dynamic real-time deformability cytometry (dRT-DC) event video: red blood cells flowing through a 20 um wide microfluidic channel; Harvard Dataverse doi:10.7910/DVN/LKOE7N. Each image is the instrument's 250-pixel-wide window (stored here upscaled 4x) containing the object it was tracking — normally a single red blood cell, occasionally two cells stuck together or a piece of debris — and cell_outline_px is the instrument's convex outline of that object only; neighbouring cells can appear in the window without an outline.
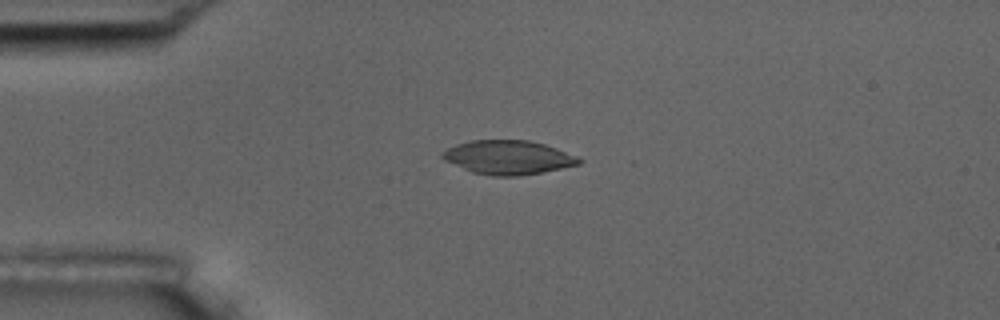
{"species": "common noctule bat (a hibernating species)", "species_latin": "Nyctalus noctula", "temperature_condition": "room temperature", "stored_images_in_passage": 5, "camera_frame_rate_fps": 3000, "um_per_image_px": 0.085, "animal": {"sex": "male", "body_mass_g": 17.5, "forearm_length_mm": 52.3}, "frame": {"image": 1, "passage_image": 4, "time_ms": 3.667, "image_size_px": [1000, 320], "cell_outline_px": [[584, 160], [580, 164], [520, 176], [492, 176], [472, 172], [444, 160], [440, 156], [440, 152], [456, 144], [472, 140], [528, 140], [544, 144], [556, 148], [576, 156]], "centroid_in_image_um": [43.16, 13.37], "position_along_channel_um": 41.8, "area_um2": 26.93}}